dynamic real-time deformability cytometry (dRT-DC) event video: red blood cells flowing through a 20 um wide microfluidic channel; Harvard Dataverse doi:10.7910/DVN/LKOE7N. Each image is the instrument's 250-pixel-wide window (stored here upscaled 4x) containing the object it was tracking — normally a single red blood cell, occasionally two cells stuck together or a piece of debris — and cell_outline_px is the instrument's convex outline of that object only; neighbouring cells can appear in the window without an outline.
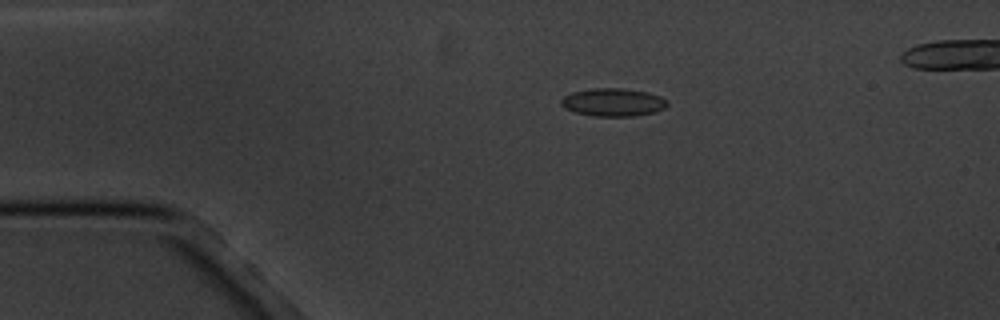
{"species": "common noctule bat (a hibernating species)", "species_latin": "Nyctalus noctula", "temperature_condition": "cold", "stored_images_in_passage": 5, "camera_frame_rate_fps": 3000, "um_per_image_px": 0.085, "animal": {"sex": "male", "body_mass_g": 20.1, "forearm_length_mm": 53.5}, "frame": {"image": 1, "passage_image": 3, "time_ms": 2.333, "image_size_px": [1000, 320], "cell_outline_px": [[668, 104], [664, 108], [656, 112], [632, 116], [592, 116], [576, 112], [564, 108], [560, 104], [560, 100], [564, 96], [572, 92], [592, 88], [624, 88], [648, 92], [660, 96]], "centroid_in_image_um": [52.09, 8.69], "position_along_channel_um": 32.9, "area_um2": 17.34}}
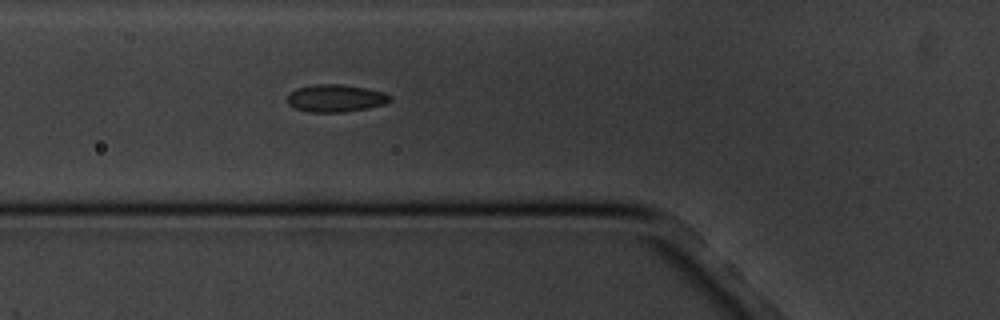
{"frame": {"image": 2, "passage_image": 5, "time_ms": 5.333, "image_size_px": [1000, 320], "cell_outline_px": [[392, 100], [384, 104], [368, 108], [344, 112], [312, 112], [296, 108], [288, 104], [288, 92], [296, 88], [316, 84], [340, 84], [364, 88], [384, 92], [392, 96]], "centroid_in_image_um": [28.53, 8.34], "position_along_channel_um": 97.3, "area_um2": 16.42}}